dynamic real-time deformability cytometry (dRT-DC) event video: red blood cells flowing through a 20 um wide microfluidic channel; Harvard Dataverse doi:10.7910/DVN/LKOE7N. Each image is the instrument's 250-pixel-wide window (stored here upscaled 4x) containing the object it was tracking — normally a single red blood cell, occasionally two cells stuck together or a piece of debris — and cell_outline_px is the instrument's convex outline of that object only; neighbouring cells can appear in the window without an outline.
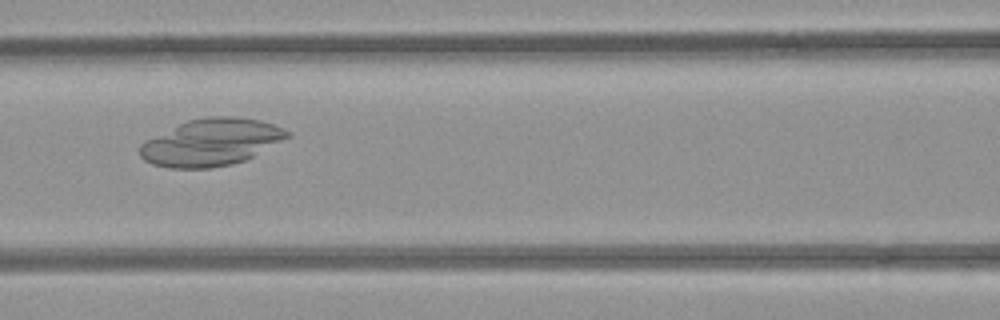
{"species": "common noctule bat (a hibernating species)", "species_latin": "Nyctalus noctula", "temperature_condition": "room temperature", "stored_images_in_passage": 36, "camera_frame_rate_fps": 3000, "um_per_image_px": 0.085, "animal": {"sex": "female", "body_mass_g": 21.9}, "frame": {"image": 1, "passage_image": 12, "time_ms": 3.667, "image_size_px": [1000, 320], "cell_outline_px": [[292, 136], [244, 160], [232, 164], [208, 168], [168, 168], [152, 164], [144, 160], [140, 156], [140, 144], [144, 140], [188, 120], [208, 116], [236, 116], [260, 120], [284, 128], [292, 132]], "centroid_in_image_um": [17.95, 12.09], "position_along_channel_um": 148.6, "area_um2": 40.4}}
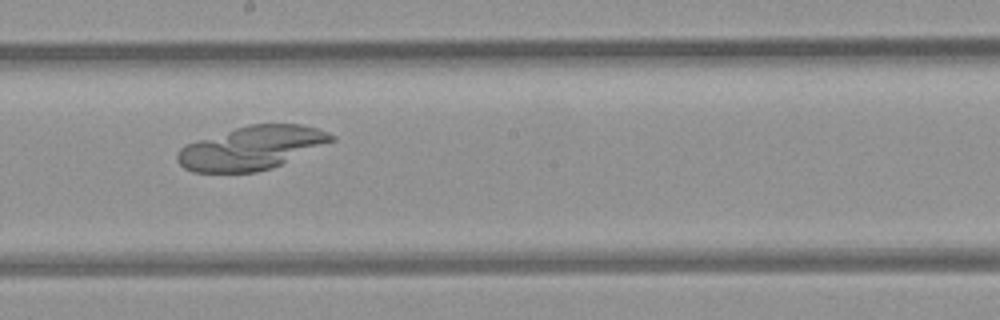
{"frame": {"image": 2, "passage_image": 18, "time_ms": 5.667, "image_size_px": [1000, 320], "cell_outline_px": [[336, 140], [272, 168], [256, 172], [192, 172], [184, 168], [176, 160], [176, 156], [180, 148], [188, 144], [248, 124], [300, 124], [316, 128], [328, 132], [336, 136]], "centroid_in_image_um": [21.42, 12.58], "position_along_channel_um": 226.8, "area_um2": 38.61}}
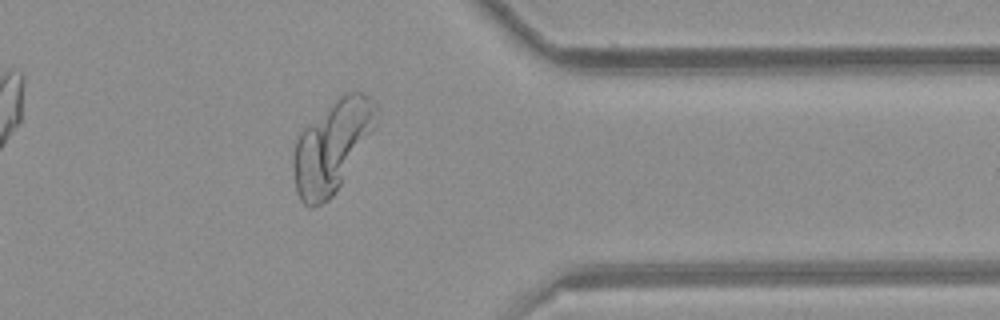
{"frame": {"image": 3, "passage_image": 31, "time_ms": 10.0, "image_size_px": [1000, 320], "cell_outline_px": [[376, 108], [372, 128], [336, 192], [328, 200], [312, 208], [308, 208], [300, 200], [296, 192], [292, 168], [292, 156], [296, 140], [300, 132], [308, 124], [344, 92], [356, 88], [364, 92], [376, 104]], "centroid_in_image_um": [28.14, 12.45], "position_along_channel_um": 383.3, "area_um2": 43.41}}